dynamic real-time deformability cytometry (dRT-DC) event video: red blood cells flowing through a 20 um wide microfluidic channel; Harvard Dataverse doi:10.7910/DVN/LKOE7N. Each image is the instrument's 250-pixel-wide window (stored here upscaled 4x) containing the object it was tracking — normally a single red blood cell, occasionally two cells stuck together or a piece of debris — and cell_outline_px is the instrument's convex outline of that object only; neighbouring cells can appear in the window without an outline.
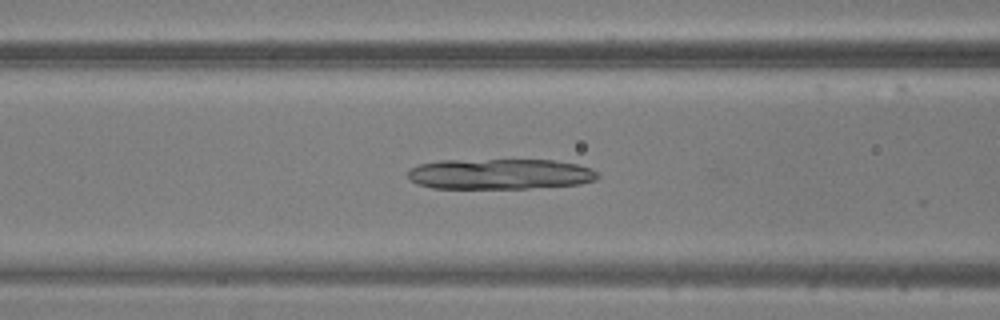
{"species": "common noctule bat (a hibernating species)", "species_latin": "Nyctalus noctula", "temperature_condition": "warm", "stored_images_in_passage": 48, "camera_frame_rate_fps": 3000, "um_per_image_px": 0.085, "animal": {"sex": "male", "body_mass_g": 20.5, "forearm_length_mm": 52.5}, "frame": {"image": 1, "passage_image": 19, "time_ms": 6.0, "image_size_px": [1000, 320], "cell_outline_px": [[600, 176], [596, 180], [580, 184], [528, 188], [432, 188], [420, 184], [412, 180], [408, 176], [408, 172], [412, 168], [420, 164], [440, 160], [552, 160], [576, 164], [592, 168]], "centroid_in_image_um": [42.54, 14.79], "position_along_channel_um": 124.1, "area_um2": 33.64}}
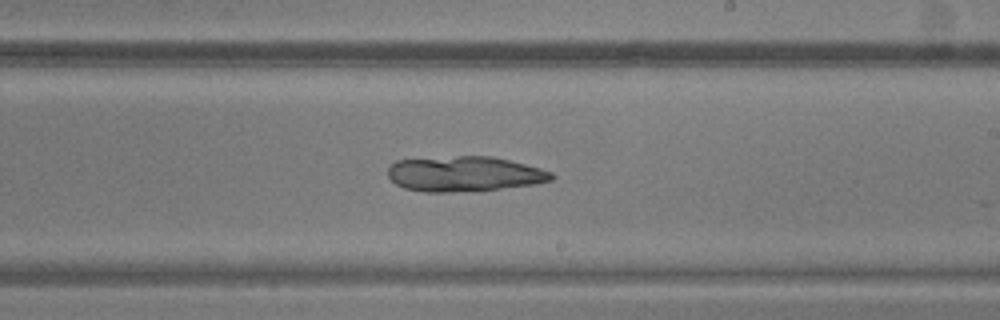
{"frame": {"image": 2, "passage_image": 28, "time_ms": 9.0, "image_size_px": [1000, 320], "cell_outline_px": [[556, 176], [552, 180], [536, 184], [500, 188], [452, 192], [424, 192], [404, 188], [396, 184], [388, 176], [388, 168], [396, 160], [456, 156], [492, 156], [540, 168], [552, 172]], "centroid_in_image_um": [39.47, 14.78], "position_along_channel_um": 249.5, "area_um2": 33.41}}
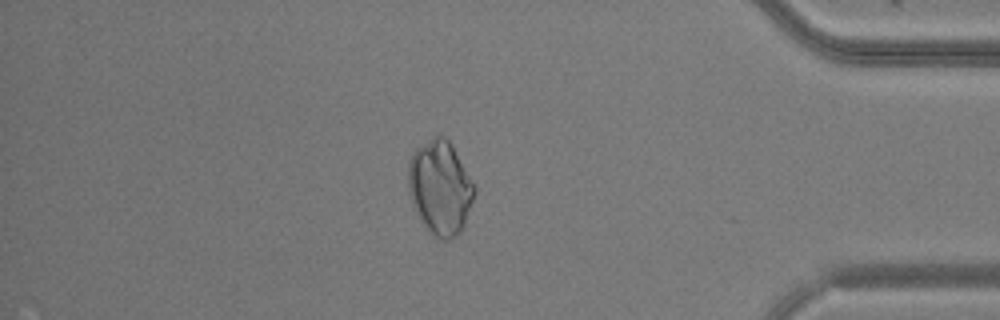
{"frame": {"image": 3, "passage_image": 41, "time_ms": 13.333, "image_size_px": [1000, 320], "cell_outline_px": [[476, 192], [464, 224], [460, 232], [456, 236], [448, 240], [436, 240], [432, 236], [416, 212], [412, 204], [408, 192], [408, 164], [412, 152], [416, 148], [432, 136], [444, 136], [452, 144], [476, 188]], "centroid_in_image_um": [37.4, 15.95], "position_along_channel_um": 397.8, "area_um2": 36.47}}